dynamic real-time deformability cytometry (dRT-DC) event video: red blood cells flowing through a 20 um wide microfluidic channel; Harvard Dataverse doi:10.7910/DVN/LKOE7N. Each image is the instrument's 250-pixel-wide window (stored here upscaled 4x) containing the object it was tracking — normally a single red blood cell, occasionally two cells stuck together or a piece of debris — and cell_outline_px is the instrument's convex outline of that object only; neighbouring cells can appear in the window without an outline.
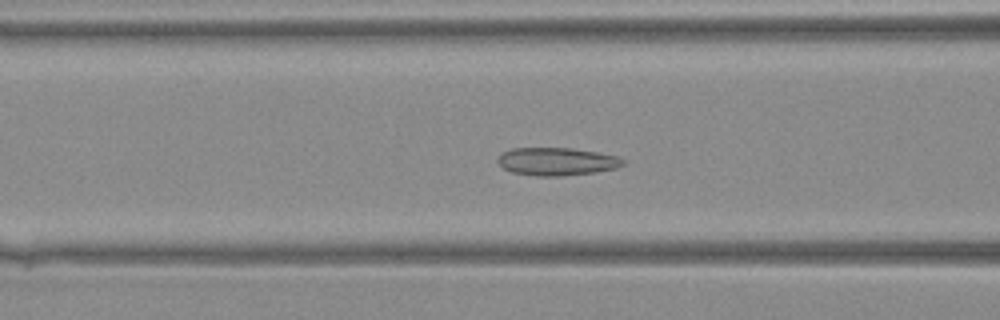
{"species": "Egyptian fruit bat (a non-hibernating species)", "species_latin": "Rousettus aegyptiacus", "temperature_condition": "warm", "stored_images_in_passage": 32, "camera_frame_rate_fps": 3000, "um_per_image_px": 0.085, "animal": {"sex": "female"}, "frame": {"image": 1, "passage_image": 7, "time_ms": 2.0, "image_size_px": [1000, 320], "cell_outline_px": [[624, 164], [616, 168], [596, 172], [560, 176], [536, 176], [512, 172], [504, 168], [496, 160], [504, 152], [512, 148], [572, 148], [620, 156], [624, 160]], "centroid_in_image_um": [47.35, 13.73], "position_along_channel_um": 119.2, "area_um2": 20.29}}
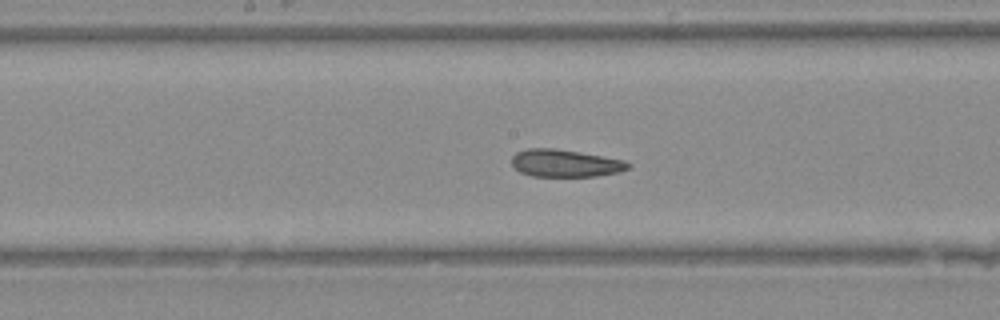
{"frame": {"image": 2, "passage_image": 12, "time_ms": 3.667, "image_size_px": [1000, 320], "cell_outline_px": [[632, 164], [628, 168], [620, 172], [596, 176], [532, 176], [520, 172], [512, 164], [512, 156], [516, 152], [528, 148], [556, 148], [624, 160]], "centroid_in_image_um": [48.04, 13.87], "position_along_channel_um": 200.2, "area_um2": 18.55}}
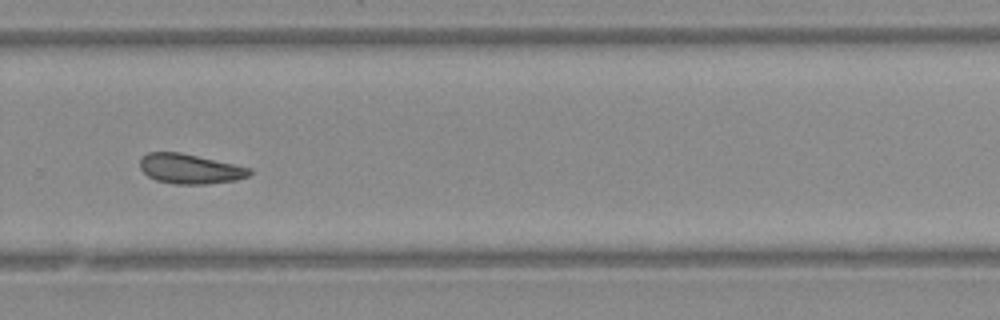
{"frame": {"image": 3, "passage_image": 19, "time_ms": 6.0, "image_size_px": [1000, 320], "cell_outline_px": [[252, 172], [248, 176], [236, 180], [208, 184], [176, 184], [156, 180], [148, 176], [140, 168], [140, 160], [148, 152], [180, 152], [252, 168]], "centroid_in_image_um": [16.16, 14.35], "position_along_channel_um": 313.6, "area_um2": 18.96}}